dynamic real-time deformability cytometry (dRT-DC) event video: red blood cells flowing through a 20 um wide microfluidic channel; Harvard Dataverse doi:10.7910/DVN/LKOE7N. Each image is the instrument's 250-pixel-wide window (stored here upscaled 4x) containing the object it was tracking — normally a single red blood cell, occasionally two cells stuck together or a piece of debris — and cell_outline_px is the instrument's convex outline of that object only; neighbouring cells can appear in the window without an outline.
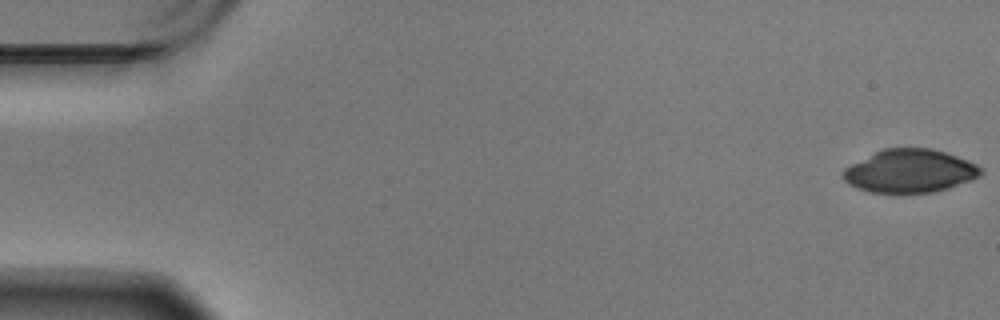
{"species": "Egyptian fruit bat (a non-hibernating species)", "species_latin": "Rousettus aegyptiacus", "temperature_condition": "warm", "stored_images_in_passage": 58, "camera_frame_rate_fps": 3000, "um_per_image_px": 0.085, "animal": {"sex": "male"}, "frame": {"image": 1, "passage_image": 1, "time_ms": 0.0, "image_size_px": [1000, 320], "cell_outline_px": [[984, 172], [980, 176], [972, 180], [948, 188], [932, 192], [904, 196], [900, 196], [872, 192], [856, 188], [848, 184], [840, 176], [844, 168], [884, 148], [932, 148], [968, 160], [984, 168]], "centroid_in_image_um": [77.34, 14.58], "position_along_channel_um": 7.7, "area_um2": 35.49}}